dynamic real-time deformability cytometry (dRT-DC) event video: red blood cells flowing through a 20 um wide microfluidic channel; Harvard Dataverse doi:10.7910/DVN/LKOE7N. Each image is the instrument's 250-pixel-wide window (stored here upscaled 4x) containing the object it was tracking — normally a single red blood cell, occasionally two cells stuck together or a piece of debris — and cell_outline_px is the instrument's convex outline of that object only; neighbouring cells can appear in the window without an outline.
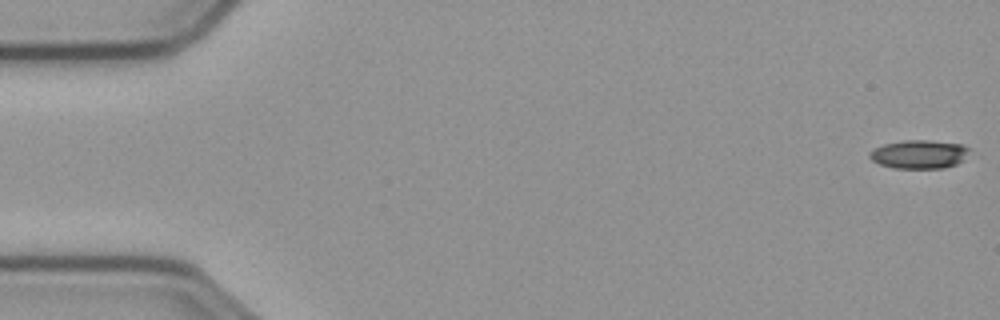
{"species": "common noctule bat (a hibernating species)", "species_latin": "Nyctalus noctula", "temperature_condition": "cold", "stored_images_in_passage": 57, "camera_frame_rate_fps": 3000, "um_per_image_px": 0.085, "animal": {"sex": "male", "body_mass_g": 23.1, "forearm_length_mm": 52.7}, "frame": {"image": 1, "passage_image": 1, "time_ms": 0.0, "image_size_px": [1000, 320], "cell_outline_px": [[968, 148], [960, 160], [956, 164], [944, 168], [896, 168], [880, 164], [872, 160], [868, 156], [868, 152], [884, 144], [904, 140], [928, 140], [964, 144]], "centroid_in_image_um": [78.07, 13.1], "position_along_channel_um": 6.9, "area_um2": 16.3}}
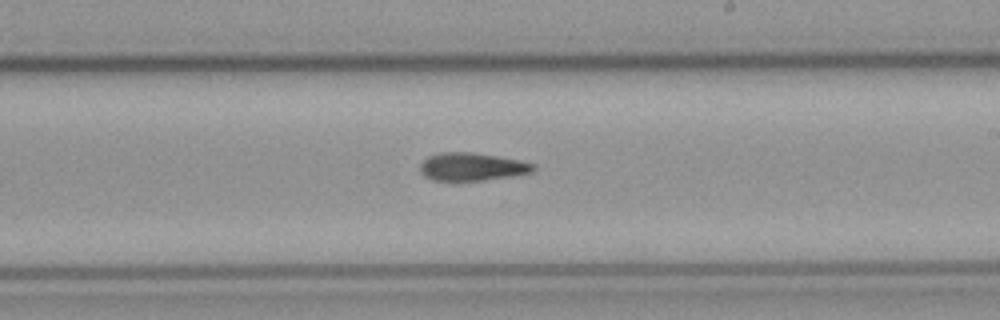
{"frame": {"image": 2, "passage_image": 33, "time_ms": 10.667, "image_size_px": [1000, 320], "cell_outline_px": [[536, 168], [532, 172], [512, 176], [480, 180], [432, 180], [424, 176], [420, 172], [420, 164], [428, 156], [440, 152], [472, 152], [520, 160], [536, 164]], "centroid_in_image_um": [40.11, 14.16], "position_along_channel_um": 248.9, "area_um2": 18.38}}
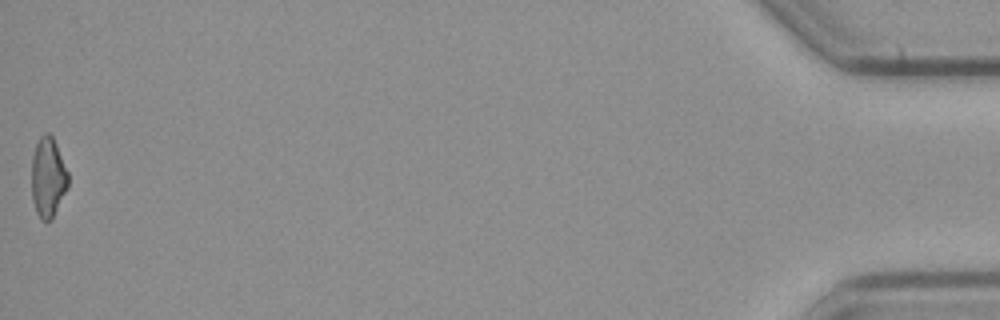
{"frame": {"image": 3, "passage_image": 57, "time_ms": 18.667, "image_size_px": [1000, 320], "cell_outline_px": [[68, 188], [52, 220], [40, 220], [36, 212], [32, 200], [32, 156], [36, 144], [40, 136], [44, 132], [48, 132], [52, 136], [56, 144], [68, 172]], "centroid_in_image_um": [4.08, 15.09], "position_along_channel_um": 431.1, "area_um2": 17.17}, "authors_computed_cell_mechanics": {"area_um2": 18.3804, "velocity_mm_per_s": 3.6205, "shape_relaxation_time_tau1_ms": 9.4963, "shape_relaxation_time_tau2_ms": 7.343, "deformation_change_tau1": 0.1984, "deformation_change_tau2": 0.178}}